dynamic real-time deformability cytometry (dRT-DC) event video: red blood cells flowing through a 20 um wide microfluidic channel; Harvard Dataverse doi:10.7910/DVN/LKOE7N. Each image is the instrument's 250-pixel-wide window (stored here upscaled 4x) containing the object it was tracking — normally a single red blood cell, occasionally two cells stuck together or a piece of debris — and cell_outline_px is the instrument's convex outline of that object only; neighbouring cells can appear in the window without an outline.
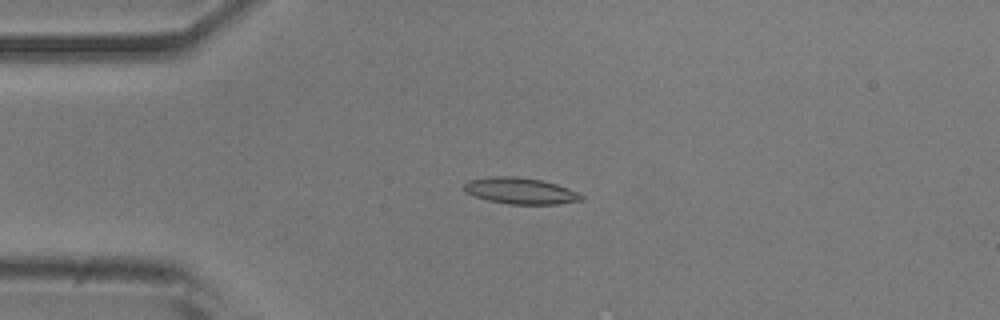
{"species": "common noctule bat (a hibernating species)", "species_latin": "Nyctalus noctula", "temperature_condition": "room temperature", "stored_images_in_passage": 23, "camera_frame_rate_fps": 3000, "um_per_image_px": 0.085, "animal": {"sex": "male", "body_mass_g": 20.5, "forearm_length_mm": 52.5}, "frame": {"image": 1, "passage_image": 12, "time_ms": 3.667, "image_size_px": [1000, 320], "cell_outline_px": [[584, 196], [580, 200], [556, 204], [508, 204], [488, 200], [476, 196], [468, 192], [464, 188], [464, 184], [468, 180], [488, 176], [512, 176], [540, 180], [556, 184], [568, 188]], "centroid_in_image_um": [44.21, 16.21], "position_along_channel_um": 40.8, "area_um2": 17.69}}
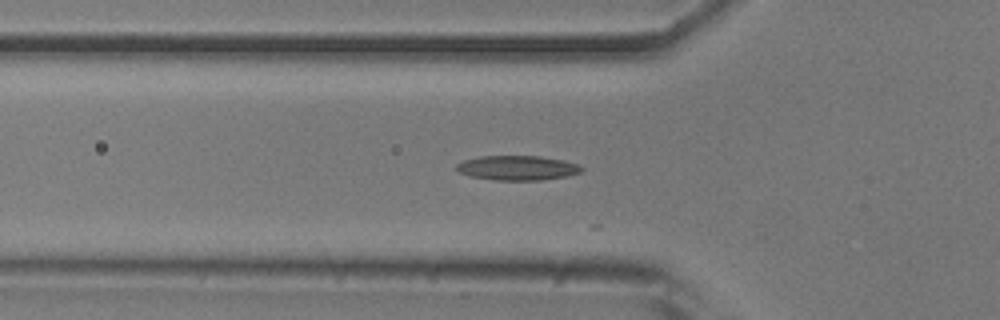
{"frame": {"image": 2, "passage_image": 17, "time_ms": 5.333, "image_size_px": [1000, 320], "cell_outline_px": [[584, 168], [580, 172], [564, 176], [540, 180], [496, 180], [472, 176], [460, 172], [456, 168], [456, 164], [464, 160], [480, 156], [540, 156], [564, 160], [576, 164]], "centroid_in_image_um": [43.97, 14.26], "position_along_channel_um": 81.8, "area_um2": 17.69}}